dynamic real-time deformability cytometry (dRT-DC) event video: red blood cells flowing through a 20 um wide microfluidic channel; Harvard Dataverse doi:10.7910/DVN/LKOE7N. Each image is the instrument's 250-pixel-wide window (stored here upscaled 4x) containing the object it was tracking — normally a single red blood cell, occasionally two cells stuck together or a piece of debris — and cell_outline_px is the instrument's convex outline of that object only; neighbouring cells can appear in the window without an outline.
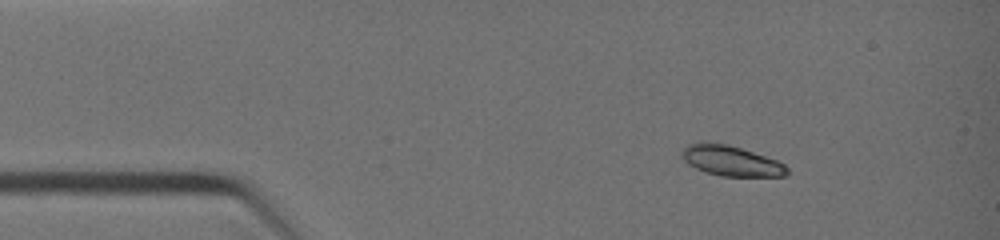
{"species": "common noctule bat (a hibernating species)", "species_latin": "Nyctalus noctula", "temperature_condition": "warm", "stored_images_in_passage": 39, "camera_frame_rate_fps": 3000, "um_per_image_px": 0.085, "animal": {"sex": "female", "body_mass_g": 19.0, "forearm_length_mm": 51.5}, "frame": {"image": 1, "passage_image": 5, "time_ms": 1.333, "image_size_px": [1000, 240], "cell_outline_px": [[788, 172], [784, 176], [720, 176], [696, 168], [688, 164], [680, 156], [684, 148], [688, 144], [704, 140], [728, 144], [776, 160], [784, 164], [788, 168]], "centroid_in_image_um": [62.09, 13.65], "position_along_channel_um": 22.9, "area_um2": 18.55}}
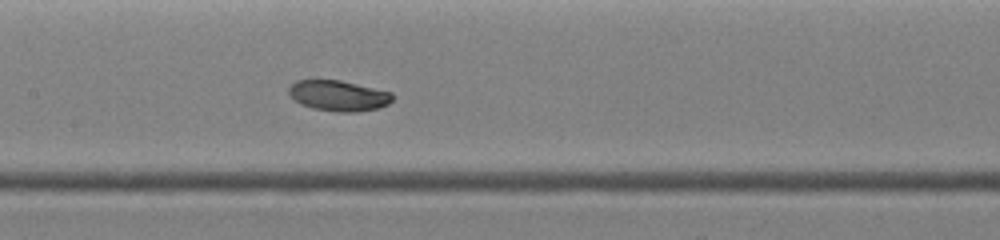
{"frame": {"image": 2, "passage_image": 19, "time_ms": 6.0, "image_size_px": [1000, 240], "cell_outline_px": [[392, 100], [388, 104], [380, 108], [356, 112], [336, 112], [312, 108], [300, 104], [292, 100], [288, 92], [288, 88], [296, 80], [340, 80], [392, 92]], "centroid_in_image_um": [28.75, 8.14], "position_along_channel_um": 178.7, "area_um2": 18.67}}
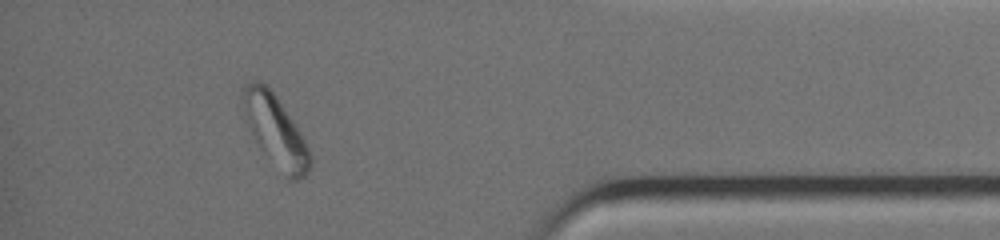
{"frame": {"image": 3, "passage_image": 35, "time_ms": 11.333, "image_size_px": [1000, 240], "cell_outline_px": [[312, 164], [308, 172], [300, 180], [288, 180], [264, 156], [252, 132], [248, 120], [244, 104], [244, 80], [256, 80], [264, 84], [276, 96], [300, 132], [312, 156]], "centroid_in_image_um": [23.46, 11.2], "position_along_channel_um": 411.7, "area_um2": 27.4}, "authors_computed_cell_mechanics": {"area_um2": 19.3052, "velocity_mm_per_s": 4.806, "shape_relaxation_time_tau1_ms": 1.7282, "shape_relaxation_time_tau2_ms": null, "deformation_change_tau1": 0.084, "deformation_change_tau2": null}}